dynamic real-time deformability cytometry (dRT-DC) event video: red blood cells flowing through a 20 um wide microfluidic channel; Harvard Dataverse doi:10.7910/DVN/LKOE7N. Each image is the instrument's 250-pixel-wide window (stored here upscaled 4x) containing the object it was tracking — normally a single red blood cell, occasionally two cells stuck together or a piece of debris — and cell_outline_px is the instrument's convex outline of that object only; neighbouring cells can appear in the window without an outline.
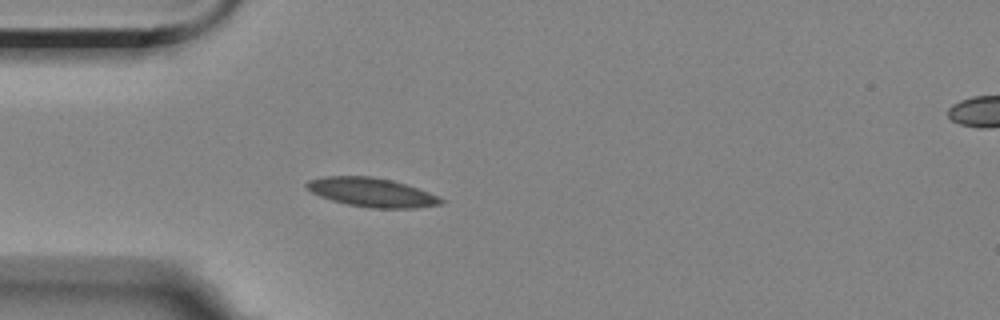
{"species": "Egyptian fruit bat (a non-hibernating species)", "species_latin": "Rousettus aegyptiacus", "temperature_condition": "room temperature", "stored_images_in_passage": 42, "camera_frame_rate_fps": 3000, "um_per_image_px": 0.085, "animal": {"sex": "female"}, "frame": {"image": 1, "passage_image": 1, "time_ms": 0.0, "image_size_px": [1000, 320], "cell_outline_px": [[448, 200], [440, 204], [416, 208], [372, 208], [348, 204], [332, 200], [320, 196], [312, 192], [304, 184], [308, 180], [324, 176], [372, 176], [392, 180], [428, 192]], "centroid_in_image_um": [31.6, 16.35], "position_along_channel_um": 53.4, "area_um2": 22.54}}
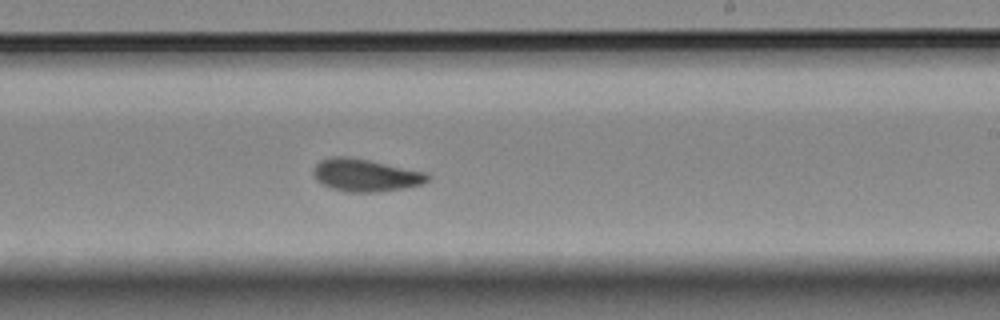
{"frame": {"image": 2, "passage_image": 19, "time_ms": 6.0, "image_size_px": [1000, 320], "cell_outline_px": [[432, 176], [428, 180], [420, 184], [404, 188], [376, 192], [348, 192], [332, 188], [316, 180], [312, 172], [316, 164], [320, 160], [332, 156], [348, 156], [428, 172]], "centroid_in_image_um": [31.08, 14.88], "position_along_channel_um": 257.9, "area_um2": 21.68}}
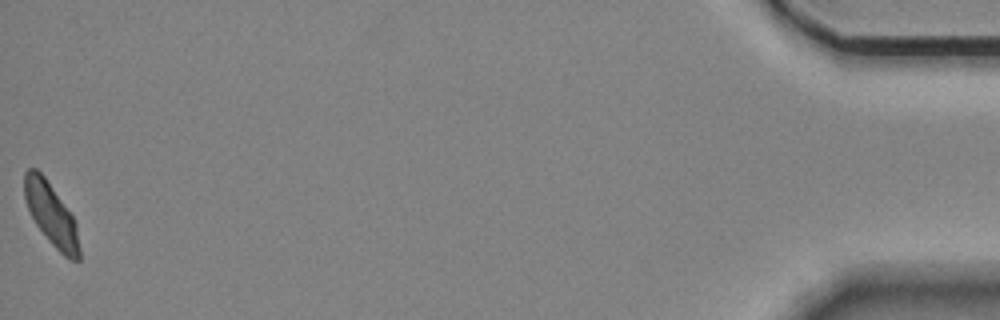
{"frame": {"image": 3, "passage_image": 42, "time_ms": 13.667, "image_size_px": [1000, 320], "cell_outline_px": [[80, 260], [68, 260], [52, 244], [36, 224], [28, 208], [24, 196], [24, 172], [28, 168], [36, 168], [44, 176], [72, 216], [76, 224], [80, 248]], "centroid_in_image_um": [4.35, 18.23], "position_along_channel_um": 430.8, "area_um2": 19.65}, "authors_computed_cell_mechanics": {"area_um2": 20.8947, "velocity_mm_per_s": 3.5086, "shape_relaxation_time_tau1_ms": 4.0298, "shape_relaxation_time_tau2_ms": 1.2987, "deformation_change_tau1": 0.106, "deformation_change_tau2": 0.0481}}